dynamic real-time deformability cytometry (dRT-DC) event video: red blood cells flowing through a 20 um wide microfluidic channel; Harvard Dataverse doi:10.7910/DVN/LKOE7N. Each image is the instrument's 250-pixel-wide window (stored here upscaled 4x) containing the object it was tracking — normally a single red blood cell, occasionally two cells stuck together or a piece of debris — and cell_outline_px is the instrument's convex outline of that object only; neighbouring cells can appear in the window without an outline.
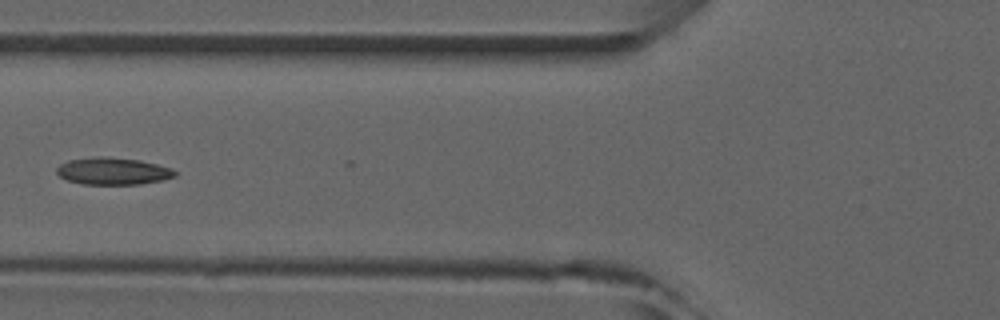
{"species": "common noctule bat (a hibernating species)", "species_latin": "Nyctalus noctula", "temperature_condition": "room temperature", "stored_images_in_passage": 4, "camera_frame_rate_fps": 3000, "um_per_image_px": 0.085, "animal": {"sex": "male", "forearm_length_mm": 52.5}, "frame": {"image": 1, "passage_image": 4, "time_ms": 3.333, "image_size_px": [1000, 320], "cell_outline_px": [[176, 176], [160, 180], [140, 184], [80, 184], [68, 180], [60, 176], [56, 172], [56, 168], [60, 164], [68, 160], [96, 156], [104, 156], [140, 160], [172, 168], [176, 172]], "centroid_in_image_um": [9.57, 14.54], "position_along_channel_um": 116.2, "area_um2": 18.67}}